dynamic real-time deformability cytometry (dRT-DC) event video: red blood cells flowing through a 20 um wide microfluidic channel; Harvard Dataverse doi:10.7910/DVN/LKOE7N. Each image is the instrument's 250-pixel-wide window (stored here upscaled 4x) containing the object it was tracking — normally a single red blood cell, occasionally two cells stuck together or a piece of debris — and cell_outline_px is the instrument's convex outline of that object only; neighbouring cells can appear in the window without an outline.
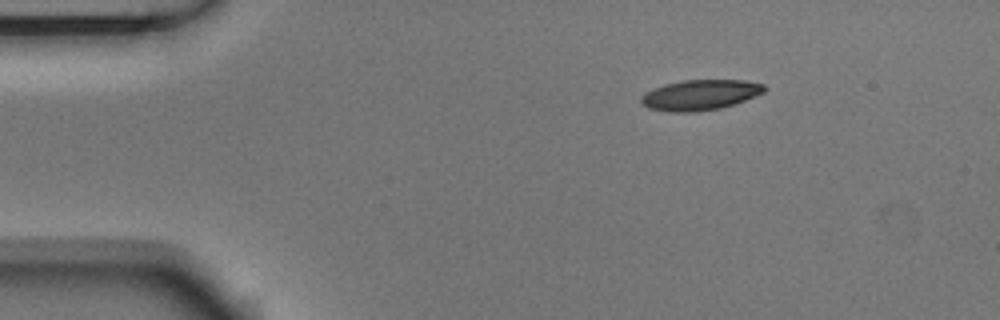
{"species": "Egyptian fruit bat (a non-hibernating species)", "species_latin": "Rousettus aegyptiacus", "temperature_condition": "room temperature", "stored_images_in_passage": 46, "camera_frame_rate_fps": 3000, "um_per_image_px": 0.085, "animal": {"sex": "male"}, "frame": {"image": 1, "passage_image": 1, "time_ms": 0.0, "image_size_px": [1000, 320], "cell_outline_px": [[768, 88], [764, 92], [744, 100], [720, 108], [696, 112], [668, 112], [648, 108], [640, 100], [640, 96], [644, 92], [664, 84], [684, 80], [744, 80], [764, 84]], "centroid_in_image_um": [59.49, 8.07], "position_along_channel_um": 25.5, "area_um2": 21.85}}
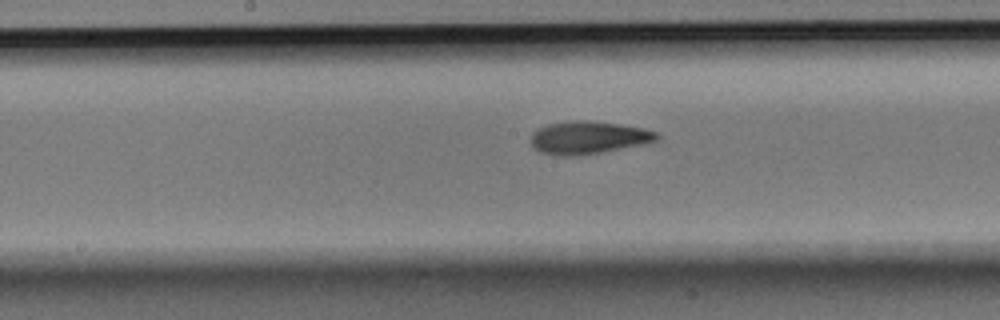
{"frame": {"image": 2, "passage_image": 20, "time_ms": 6.333, "image_size_px": [1000, 320], "cell_outline_px": [[660, 136], [656, 140], [644, 144], [600, 152], [576, 156], [560, 156], [540, 152], [532, 148], [532, 132], [548, 124], [576, 120], [584, 120], [620, 124], [644, 128], [656, 132]], "centroid_in_image_um": [50.0, 11.7], "position_along_channel_um": 198.2, "area_um2": 23.87}}
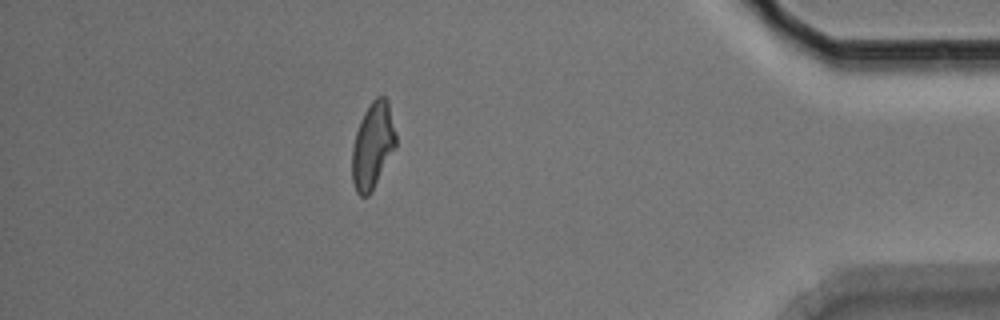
{"frame": {"image": 3, "passage_image": 40, "time_ms": 13.0, "image_size_px": [1000, 320], "cell_outline_px": [[396, 144], [368, 196], [360, 196], [356, 192], [352, 180], [352, 148], [356, 132], [360, 120], [364, 112], [372, 100], [376, 96], [384, 96], [388, 100], [396, 136]], "centroid_in_image_um": [31.65, 12.33], "position_along_channel_um": 403.5, "area_um2": 21.5}, "authors_computed_cell_mechanics": {"area_um2": 22.6576, "velocity_mm_per_s": 3.7449, "shape_relaxation_time_tau1_ms": 5.4859, "shape_relaxation_time_tau2_ms": 4.5268, "deformation_change_tau1": 0.1724, "deformation_change_tau2": 0.1251}}